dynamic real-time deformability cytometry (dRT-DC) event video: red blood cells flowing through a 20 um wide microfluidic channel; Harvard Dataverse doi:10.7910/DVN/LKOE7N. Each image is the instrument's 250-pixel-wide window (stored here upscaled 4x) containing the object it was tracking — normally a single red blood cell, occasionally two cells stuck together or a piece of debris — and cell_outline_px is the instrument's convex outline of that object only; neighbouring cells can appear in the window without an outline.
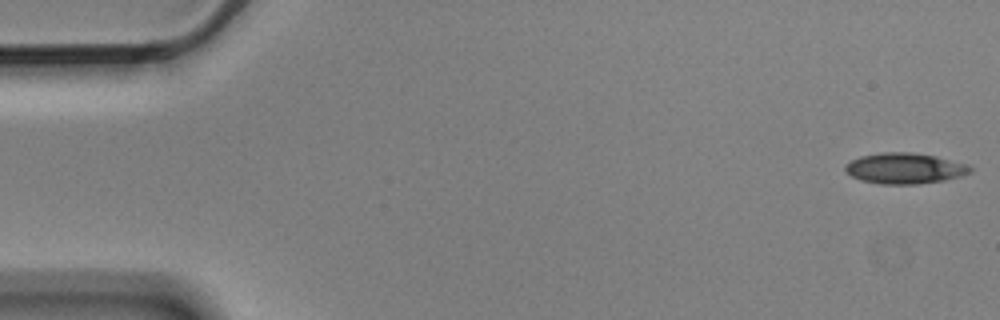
{"species": "Egyptian fruit bat (a non-hibernating species)", "species_latin": "Rousettus aegyptiacus", "temperature_condition": "cold", "stored_images_in_passage": 2, "camera_frame_rate_fps": 3000, "um_per_image_px": 0.085, "animal": {"sex": "male"}, "frame": {"image": 1, "passage_image": 1, "time_ms": 0.0, "image_size_px": [1000, 320], "cell_outline_px": [[972, 172], [960, 176], [944, 180], [916, 184], [880, 184], [860, 180], [852, 176], [844, 168], [844, 164], [860, 156], [884, 152], [912, 152], [936, 156], [968, 164], [972, 168]], "centroid_in_image_um": [76.91, 14.3], "position_along_channel_um": 8.1, "area_um2": 22.43}}
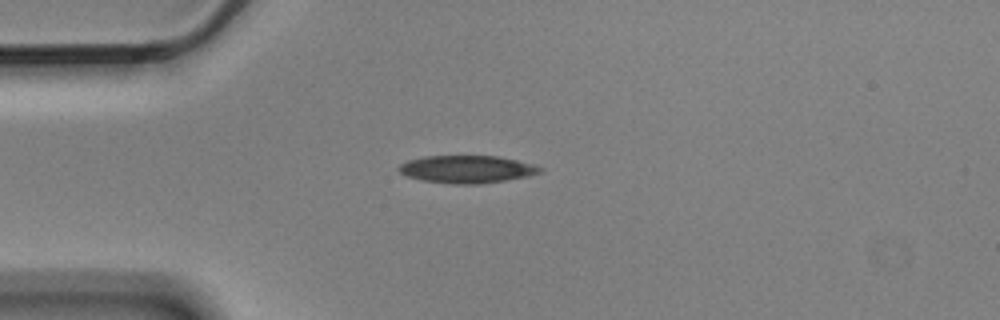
{"frame": {"image": 2, "passage_image": 2, "time_ms": 0.333, "image_size_px": [1000, 320], "cell_outline_px": [[544, 168], [540, 172], [528, 176], [480, 184], [452, 184], [420, 180], [404, 176], [396, 168], [400, 164], [408, 160], [424, 156], [496, 156], [536, 164]], "centroid_in_image_um": [39.65, 14.38], "position_along_channel_um": 45.3, "area_um2": 22.83}}